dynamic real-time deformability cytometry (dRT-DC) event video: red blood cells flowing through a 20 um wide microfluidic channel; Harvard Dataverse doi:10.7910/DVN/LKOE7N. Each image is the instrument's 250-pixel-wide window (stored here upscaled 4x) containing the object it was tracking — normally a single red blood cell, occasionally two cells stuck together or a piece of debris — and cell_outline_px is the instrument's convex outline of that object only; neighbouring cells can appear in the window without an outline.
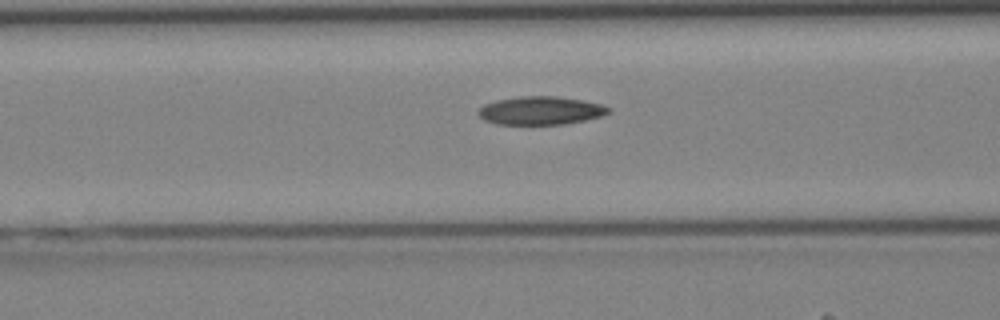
{"species": "Egyptian fruit bat (a non-hibernating species)", "species_latin": "Rousettus aegyptiacus", "temperature_condition": "cold", "stored_images_in_passage": 41, "camera_frame_rate_fps": 3000, "um_per_image_px": 0.085, "animal": {"sex": "female"}, "frame": {"image": 1, "passage_image": 16, "time_ms": 5.0, "image_size_px": [1000, 320], "cell_outline_px": [[612, 108], [608, 112], [600, 116], [584, 120], [564, 124], [496, 124], [484, 120], [476, 112], [484, 104], [496, 100], [520, 96], [556, 96], [580, 100], [600, 104]], "centroid_in_image_um": [45.91, 9.39], "position_along_channel_um": 120.7, "area_um2": 21.27}}
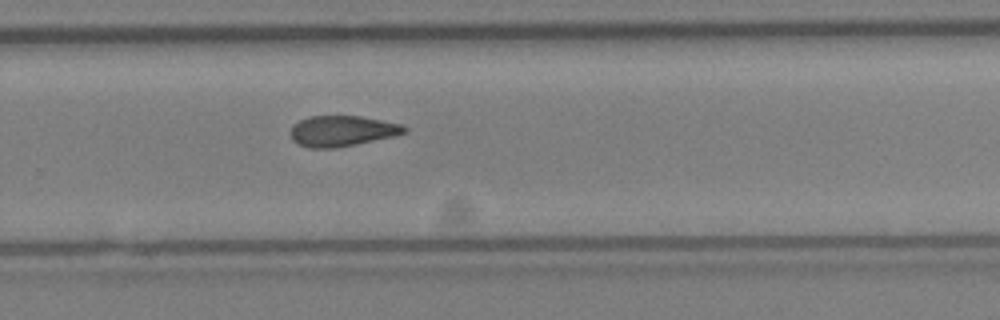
{"frame": {"image": 2, "passage_image": 27, "time_ms": 8.667, "image_size_px": [1000, 320], "cell_outline_px": [[408, 132], [392, 136], [356, 144], [332, 148], [308, 148], [292, 140], [292, 124], [308, 116], [360, 116], [400, 124], [408, 128]], "centroid_in_image_um": [29.07, 11.13], "position_along_channel_um": 300.7, "area_um2": 20.11}}
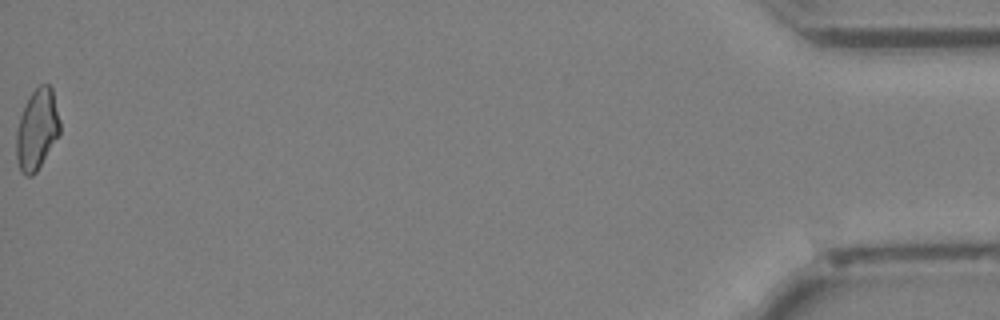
{"frame": {"image": 3, "passage_image": 41, "time_ms": 13.333, "image_size_px": [1000, 320], "cell_outline_px": [[60, 132], [36, 172], [32, 176], [24, 176], [20, 172], [16, 156], [16, 128], [24, 104], [32, 92], [40, 84], [48, 84], [52, 88], [60, 120]], "centroid_in_image_um": [3.12, 11.0], "position_along_channel_um": 432.1, "area_um2": 20.52}}